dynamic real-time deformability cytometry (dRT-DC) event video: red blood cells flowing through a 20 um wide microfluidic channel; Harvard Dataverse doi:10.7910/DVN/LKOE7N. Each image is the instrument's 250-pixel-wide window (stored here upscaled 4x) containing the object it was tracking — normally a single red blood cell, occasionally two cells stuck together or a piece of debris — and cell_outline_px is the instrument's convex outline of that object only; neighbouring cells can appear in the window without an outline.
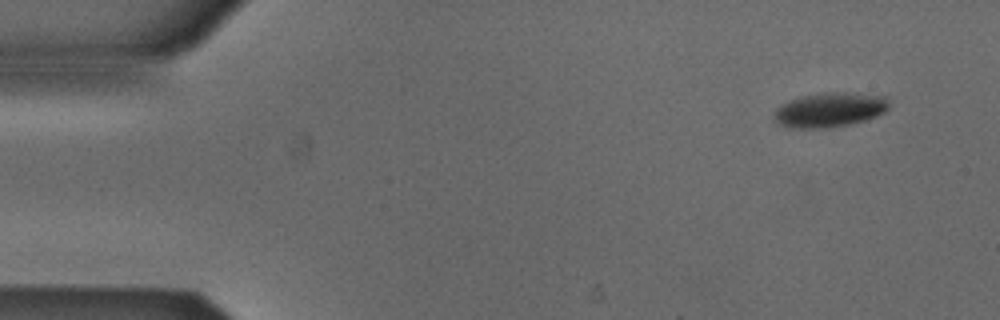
{"species": "Egyptian fruit bat (a non-hibernating species)", "species_latin": "Rousettus aegyptiacus", "temperature_condition": "cold", "stored_images_in_passage": 5, "camera_frame_rate_fps": 3000, "um_per_image_px": 0.085, "animal": {"sex": "male"}, "frame": {"image": 1, "passage_image": 2, "time_ms": 0.333, "image_size_px": [1000, 320], "cell_outline_px": [[888, 108], [884, 112], [876, 116], [864, 120], [848, 124], [824, 128], [796, 128], [780, 124], [776, 120], [776, 108], [780, 104], [800, 96], [824, 92], [844, 92], [884, 96], [888, 100]], "centroid_in_image_um": [70.53, 9.32], "position_along_channel_um": 14.5, "area_um2": 22.83}}
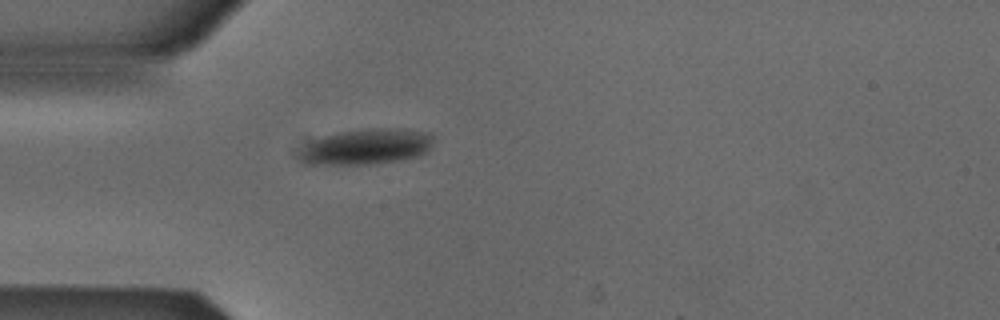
{"frame": {"image": 2, "passage_image": 5, "time_ms": 1.333, "image_size_px": [1000, 320], "cell_outline_px": [[432, 144], [424, 152], [416, 156], [376, 164], [312, 164], [304, 160], [300, 156], [316, 140], [324, 136], [340, 132], [372, 128], [404, 128], [432, 132]], "centroid_in_image_um": [31.29, 12.44], "position_along_channel_um": 53.7, "area_um2": 26.93}}